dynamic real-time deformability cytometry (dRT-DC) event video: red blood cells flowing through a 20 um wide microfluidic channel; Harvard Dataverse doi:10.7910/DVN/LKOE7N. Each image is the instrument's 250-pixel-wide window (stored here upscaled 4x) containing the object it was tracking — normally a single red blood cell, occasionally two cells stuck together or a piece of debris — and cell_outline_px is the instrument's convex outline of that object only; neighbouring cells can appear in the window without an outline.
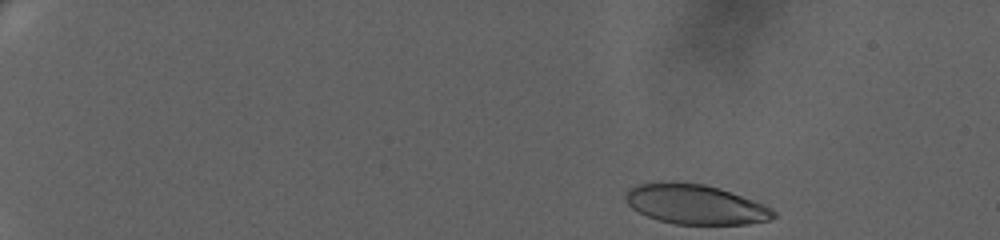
{"species": "human", "species_latin": "Homo sapiens", "temperature_condition": "warm", "stored_images_in_passage": 57, "camera_frame_rate_fps": 3000, "um_per_image_px": 0.085, "donor": {"sex": "female"}, "frame": {"image": 1, "passage_image": 1, "time_ms": 0.0, "image_size_px": [1000, 240], "cell_outline_px": [[776, 216], [768, 220], [748, 224], [676, 224], [660, 220], [648, 216], [632, 208], [624, 200], [624, 196], [628, 188], [636, 184], [672, 180], [676, 180], [704, 184], [720, 188], [764, 204], [772, 208], [776, 212]], "centroid_in_image_um": [59.08, 17.34], "position_along_channel_um": 25.9, "area_um2": 34.62}}
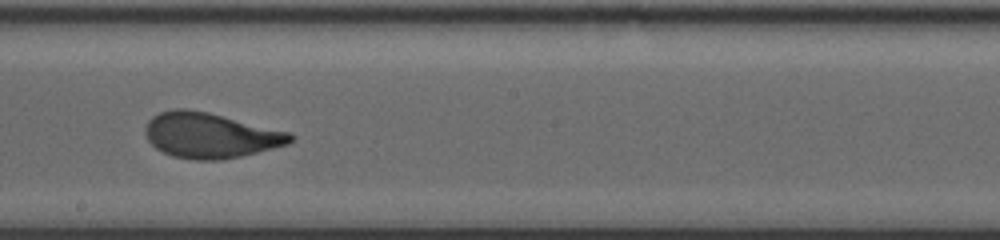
{"frame": {"image": 2, "passage_image": 33, "time_ms": 10.667, "image_size_px": [1000, 240], "cell_outline_px": [[296, 136], [288, 144], [240, 156], [220, 160], [192, 160], [172, 156], [156, 148], [148, 140], [144, 132], [144, 128], [148, 120], [152, 116], [160, 112], [176, 108], [188, 108], [208, 112], [288, 132]], "centroid_in_image_um": [17.82, 11.5], "position_along_channel_um": 230.4, "area_um2": 38.15}}
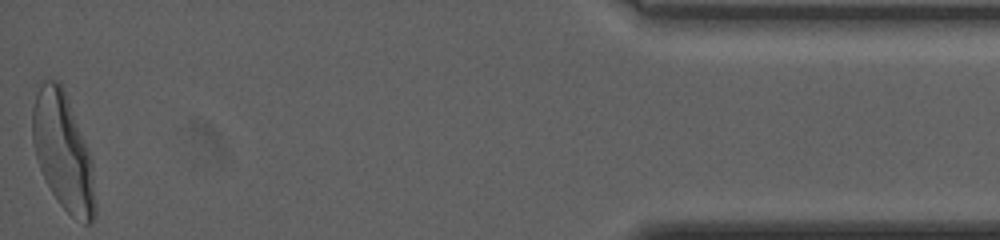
{"frame": {"image": 3, "passage_image": 57, "time_ms": 18.667, "image_size_px": [1000, 240], "cell_outline_px": [[96, 216], [92, 224], [84, 224], [72, 216], [60, 204], [52, 192], [40, 168], [36, 156], [32, 140], [32, 108], [36, 92], [40, 84], [44, 80], [60, 80], [88, 148], [92, 160], [96, 204]], "centroid_in_image_um": [5.37, 12.91], "position_along_channel_um": 429.8, "area_um2": 42.77}, "authors_computed_cell_mechanics": {"area_um2": 37.9168, "velocity_mm_per_s": 3.3045, "shape_relaxation_time_tau1_ms": 5.1237, "shape_relaxation_time_tau2_ms": null, "deformation_change_tau1": 0.2181, "deformation_change_tau2": null}}